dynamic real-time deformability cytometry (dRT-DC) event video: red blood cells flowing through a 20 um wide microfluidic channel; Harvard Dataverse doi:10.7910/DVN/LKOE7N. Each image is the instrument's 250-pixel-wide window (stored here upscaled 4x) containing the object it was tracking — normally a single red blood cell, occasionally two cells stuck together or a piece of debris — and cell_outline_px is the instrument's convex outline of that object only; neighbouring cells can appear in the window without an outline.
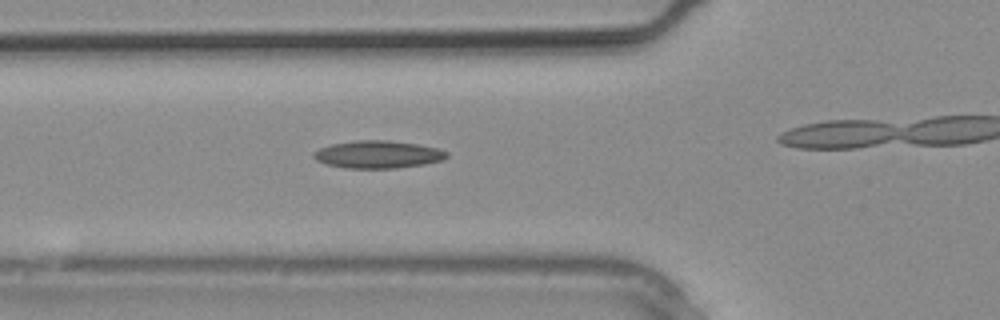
{"species": "common noctule bat (a hibernating species)", "species_latin": "Nyctalus noctula", "temperature_condition": "warm", "stored_images_in_passage": 21, "camera_frame_rate_fps": 3000, "um_per_image_px": 0.085, "animal": {"sex": "male", "body_mass_g": 20.4}, "frame": {"image": 1, "passage_image": 10, "time_ms": 3.0, "image_size_px": [1000, 320], "cell_outline_px": [[448, 156], [444, 160], [424, 164], [396, 168], [348, 168], [328, 164], [316, 160], [312, 156], [312, 152], [320, 148], [332, 144], [356, 140], [388, 140], [416, 144], [436, 148], [448, 152]], "centroid_in_image_um": [32.12, 13.12], "position_along_channel_um": 93.7, "area_um2": 21.27}}